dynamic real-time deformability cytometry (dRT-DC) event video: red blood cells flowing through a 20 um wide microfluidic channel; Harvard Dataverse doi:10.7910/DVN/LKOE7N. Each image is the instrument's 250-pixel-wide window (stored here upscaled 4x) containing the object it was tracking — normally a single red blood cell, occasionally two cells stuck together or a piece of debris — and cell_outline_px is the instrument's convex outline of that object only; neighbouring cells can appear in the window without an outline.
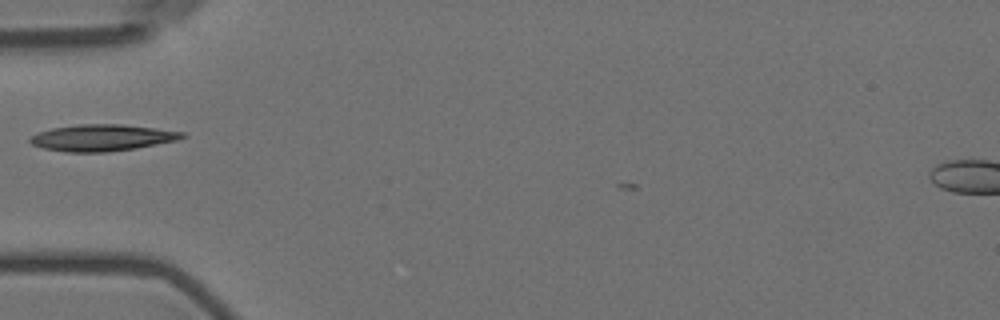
{"species": "Egyptian fruit bat (a non-hibernating species)", "species_latin": "Rousettus aegyptiacus", "temperature_condition": "room temperature", "stored_images_in_passage": 2, "camera_frame_rate_fps": 3000, "um_per_image_px": 0.085, "animal": {"sex": "female"}, "frame": {"image": 1, "passage_image": 1, "time_ms": 0.0, "image_size_px": [1000, 320], "cell_outline_px": [[188, 136], [176, 140], [136, 148], [104, 152], [64, 152], [44, 148], [32, 144], [28, 140], [32, 136], [40, 132], [52, 128], [80, 124], [120, 124], [156, 128], [184, 132]], "centroid_in_image_um": [8.69, 11.7], "position_along_channel_um": 76.3, "area_um2": 23.35}}